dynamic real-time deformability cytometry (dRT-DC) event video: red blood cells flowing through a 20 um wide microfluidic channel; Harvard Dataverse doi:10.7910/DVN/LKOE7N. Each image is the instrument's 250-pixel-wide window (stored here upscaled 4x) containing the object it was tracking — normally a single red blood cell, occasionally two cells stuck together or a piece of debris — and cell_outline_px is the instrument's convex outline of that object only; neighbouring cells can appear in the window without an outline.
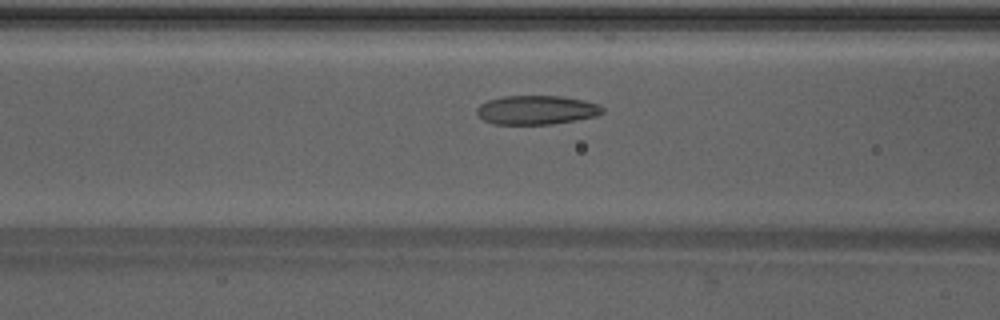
{"species": "Egyptian fruit bat (a non-hibernating species)", "species_latin": "Rousettus aegyptiacus", "temperature_condition": "warm", "stored_images_in_passage": 35, "camera_frame_rate_fps": 3000, "um_per_image_px": 0.085, "animal": {"sex": "male"}, "frame": {"image": 1, "passage_image": 8, "time_ms": 2.333, "image_size_px": [1000, 320], "cell_outline_px": [[604, 112], [596, 116], [552, 124], [496, 124], [484, 120], [476, 112], [476, 108], [480, 104], [488, 100], [504, 96], [560, 96], [584, 100], [600, 104], [604, 108]], "centroid_in_image_um": [45.62, 9.34], "position_along_channel_um": 121.0, "area_um2": 21.21}}
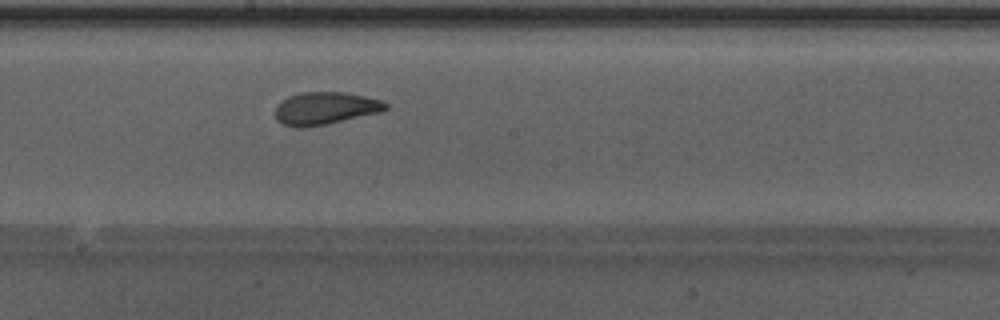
{"frame": {"image": 2, "passage_image": 15, "time_ms": 4.667, "image_size_px": [1000, 320], "cell_outline_px": [[388, 108], [380, 112], [328, 124], [304, 128], [296, 128], [284, 124], [276, 120], [276, 104], [288, 96], [300, 92], [344, 92], [364, 96], [380, 100], [388, 104]], "centroid_in_image_um": [27.61, 9.21], "position_along_channel_um": 220.6, "area_um2": 21.04}}
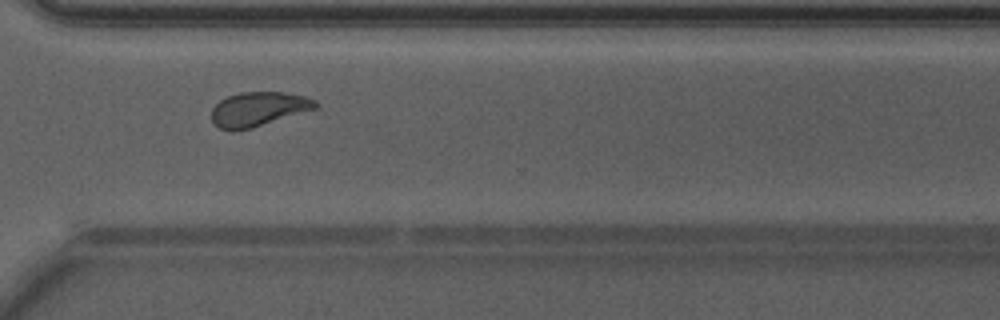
{"frame": {"image": 3, "passage_image": 24, "time_ms": 7.667, "image_size_px": [1000, 320], "cell_outline_px": [[320, 104], [316, 108], [252, 128], [232, 132], [220, 128], [212, 120], [212, 108], [220, 100], [228, 96], [240, 92], [284, 92], [304, 96], [316, 100]], "centroid_in_image_um": [21.95, 9.27], "position_along_channel_um": 348.6, "area_um2": 20.75}}